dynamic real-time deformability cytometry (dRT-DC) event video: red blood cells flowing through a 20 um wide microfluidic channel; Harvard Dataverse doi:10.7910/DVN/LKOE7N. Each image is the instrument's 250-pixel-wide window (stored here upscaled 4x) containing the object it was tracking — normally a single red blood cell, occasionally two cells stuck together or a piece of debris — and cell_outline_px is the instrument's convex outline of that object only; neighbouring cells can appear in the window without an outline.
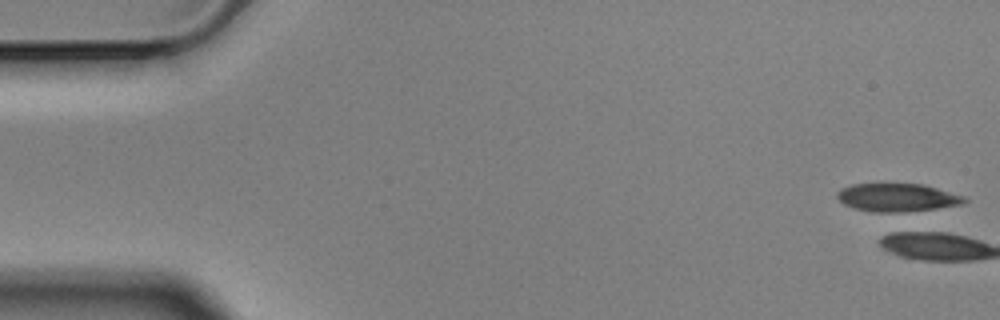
{"species": "Egyptian fruit bat (a non-hibernating species)", "species_latin": "Rousettus aegyptiacus", "temperature_condition": "cold", "stored_images_in_passage": 1, "camera_frame_rate_fps": 3000, "um_per_image_px": 0.085, "animal": {"sex": "male"}, "frame": {"image": 1, "passage_image": 1, "time_ms": 0.0, "image_size_px": [1000, 320], "cell_outline_px": [[968, 200], [960, 204], [896, 216], [892, 216], [872, 212], [856, 208], [844, 204], [836, 196], [836, 192], [840, 188], [852, 184], [924, 184], [964, 196]], "centroid_in_image_um": [76.26, 16.84], "position_along_channel_um": 8.7, "area_um2": 21.68}}